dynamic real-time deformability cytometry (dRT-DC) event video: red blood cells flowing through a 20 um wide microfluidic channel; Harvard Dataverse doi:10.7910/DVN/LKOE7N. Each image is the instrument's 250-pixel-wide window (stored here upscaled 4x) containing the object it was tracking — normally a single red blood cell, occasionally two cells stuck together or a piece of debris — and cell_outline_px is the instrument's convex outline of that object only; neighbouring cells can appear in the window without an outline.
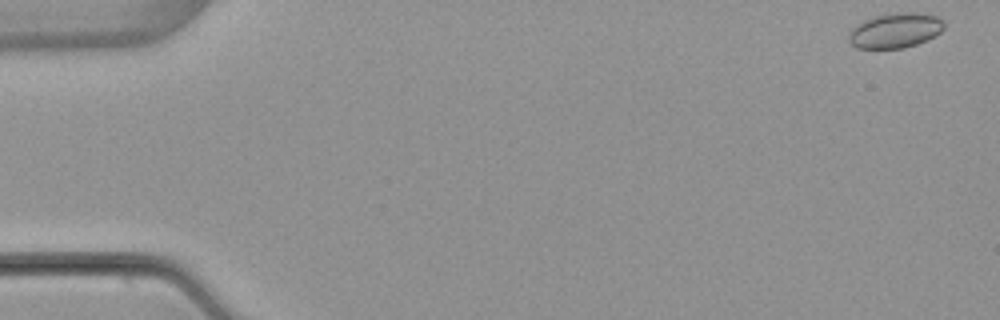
{"species": "common noctule bat (a hibernating species)", "species_latin": "Nyctalus noctula", "temperature_condition": "warm", "stored_images_in_passage": 6, "camera_frame_rate_fps": 3000, "um_per_image_px": 0.085, "animal": {"sex": "female", "body_mass_g": 22.7, "forearm_length_mm": 54.2}, "frame": {"image": 1, "passage_image": 1, "time_ms": 0.0, "image_size_px": [1000, 320], "cell_outline_px": [[944, 28], [936, 36], [928, 40], [904, 48], [856, 48], [848, 40], [848, 36], [852, 28], [856, 24], [864, 20], [876, 16], [896, 12], [920, 12], [936, 16], [944, 20]], "centroid_in_image_um": [76.12, 2.58], "position_along_channel_um": 8.9, "area_um2": 19.59}}
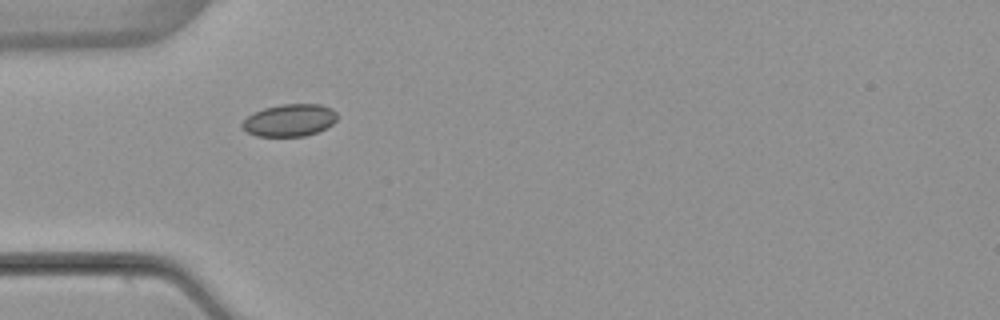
{"frame": {"image": 2, "passage_image": 5, "time_ms": 5.0, "image_size_px": [1000, 320], "cell_outline_px": [[336, 120], [332, 124], [316, 132], [304, 136], [256, 136], [240, 128], [240, 124], [252, 112], [264, 108], [280, 104], [320, 104], [332, 108], [336, 112]], "centroid_in_image_um": [24.57, 10.21], "position_along_channel_um": 60.4, "area_um2": 17.92}}
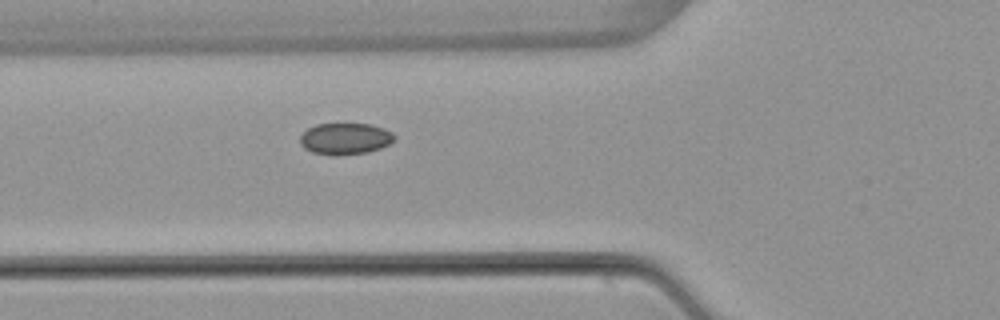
{"frame": {"image": 3, "passage_image": 6, "time_ms": 6.0, "image_size_px": [1000, 320], "cell_outline_px": [[396, 140], [380, 148], [368, 152], [332, 156], [312, 152], [304, 148], [300, 144], [300, 136], [308, 128], [316, 124], [372, 124], [384, 128], [392, 132], [396, 136]], "centroid_in_image_um": [29.35, 11.79], "position_along_channel_um": 96.4, "area_um2": 17.46}}